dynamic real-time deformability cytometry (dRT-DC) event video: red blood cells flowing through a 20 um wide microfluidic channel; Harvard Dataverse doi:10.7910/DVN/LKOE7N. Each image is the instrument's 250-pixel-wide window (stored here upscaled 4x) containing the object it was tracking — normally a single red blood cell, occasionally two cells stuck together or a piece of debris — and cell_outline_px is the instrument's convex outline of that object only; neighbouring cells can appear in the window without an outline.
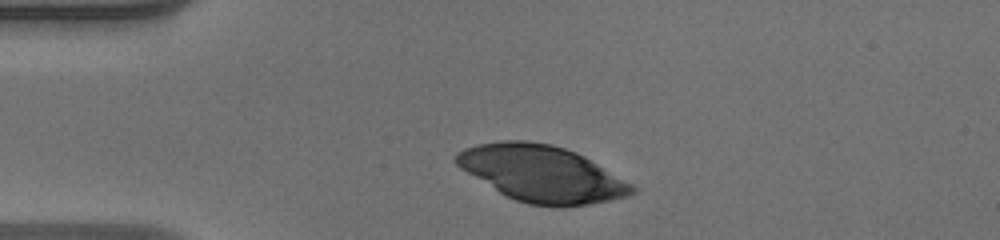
{"species": "human", "species_latin": "Homo sapiens", "temperature_condition": "warm", "stored_images_in_passage": 32, "camera_frame_rate_fps": 3000, "um_per_image_px": 0.085, "donor": {"sex": "male"}, "frame": {"image": 1, "passage_image": 1, "time_ms": 0.0, "image_size_px": [1000, 240], "cell_outline_px": [[636, 192], [628, 196], [588, 204], [528, 204], [516, 200], [500, 192], [460, 168], [456, 164], [456, 156], [464, 148], [476, 144], [504, 140], [528, 140], [552, 144], [576, 152], [584, 156], [632, 184], [636, 188]], "centroid_in_image_um": [46.05, 14.72], "position_along_channel_um": 39.0, "area_um2": 56.47}}